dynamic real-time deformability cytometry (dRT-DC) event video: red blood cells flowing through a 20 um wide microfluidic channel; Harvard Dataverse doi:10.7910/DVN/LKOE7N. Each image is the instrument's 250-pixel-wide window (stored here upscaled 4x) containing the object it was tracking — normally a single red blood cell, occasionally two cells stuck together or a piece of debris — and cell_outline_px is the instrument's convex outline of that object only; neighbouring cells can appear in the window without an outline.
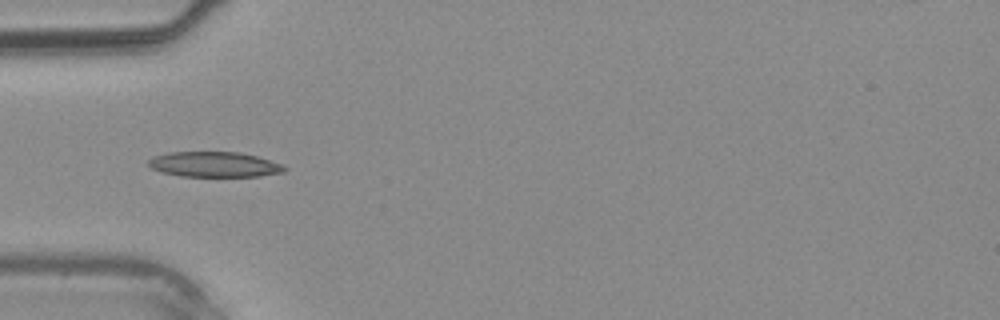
{"species": "common noctule bat (a hibernating species)", "species_latin": "Nyctalus noctula", "temperature_condition": "warm", "stored_images_in_passage": 4, "camera_frame_rate_fps": 3000, "um_per_image_px": 0.085, "animal": {"sex": "male", "body_mass_g": 20.4}, "frame": {"image": 1, "passage_image": 3, "time_ms": 3.667, "image_size_px": [1000, 320], "cell_outline_px": [[288, 168], [284, 172], [260, 176], [180, 176], [160, 172], [152, 168], [148, 164], [148, 160], [152, 156], [168, 152], [240, 152], [256, 156], [284, 164]], "centroid_in_image_um": [18.22, 13.97], "position_along_channel_um": 66.8, "area_um2": 20.17}}